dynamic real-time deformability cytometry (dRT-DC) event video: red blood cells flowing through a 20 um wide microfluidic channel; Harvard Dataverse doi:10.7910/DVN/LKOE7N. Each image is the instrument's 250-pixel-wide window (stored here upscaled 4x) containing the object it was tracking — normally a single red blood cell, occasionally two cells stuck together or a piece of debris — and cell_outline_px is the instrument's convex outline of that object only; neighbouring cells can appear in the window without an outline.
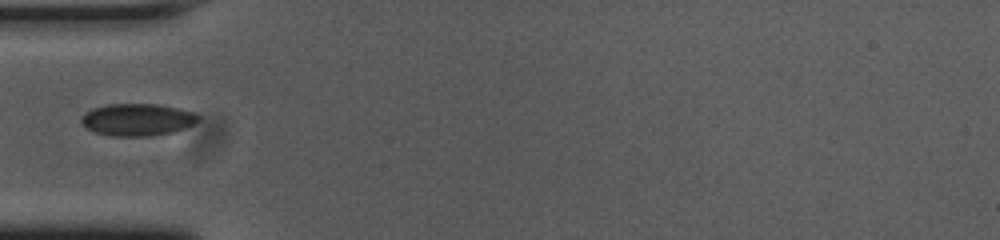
{"species": "common noctule bat (a hibernating species)", "species_latin": "Nyctalus noctula", "temperature_condition": "cold", "stored_images_in_passage": 38, "camera_frame_rate_fps": 3000, "um_per_image_px": 0.085, "animal": {"sex": "female", "body_mass_g": 23.0, "forearm_length_mm": 53.4}, "frame": {"image": 1, "passage_image": 1, "time_ms": 0.0, "image_size_px": [1000, 240], "cell_outline_px": [[200, 120], [184, 128], [172, 132], [148, 136], [112, 136], [96, 132], [88, 128], [80, 120], [92, 108], [108, 104], [156, 104], [180, 108], [192, 112], [200, 116]], "centroid_in_image_um": [11.72, 10.16], "position_along_channel_um": 73.3, "area_um2": 21.68}}
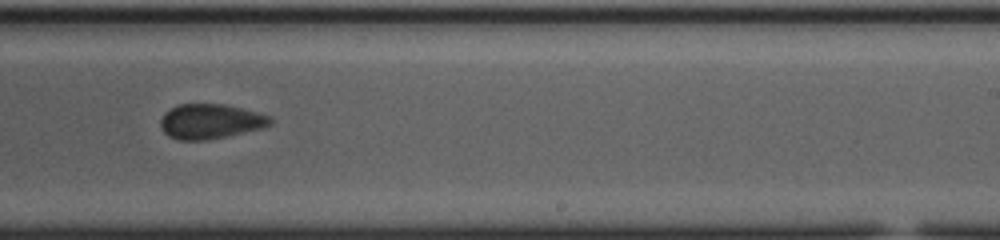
{"frame": {"image": 2, "passage_image": 17, "time_ms": 5.333, "image_size_px": [1000, 240], "cell_outline_px": [[272, 124], [264, 128], [204, 140], [180, 140], [168, 136], [160, 128], [160, 120], [164, 112], [180, 104], [224, 104], [272, 116]], "centroid_in_image_um": [17.88, 10.32], "position_along_channel_um": 271.1, "area_um2": 22.2}}
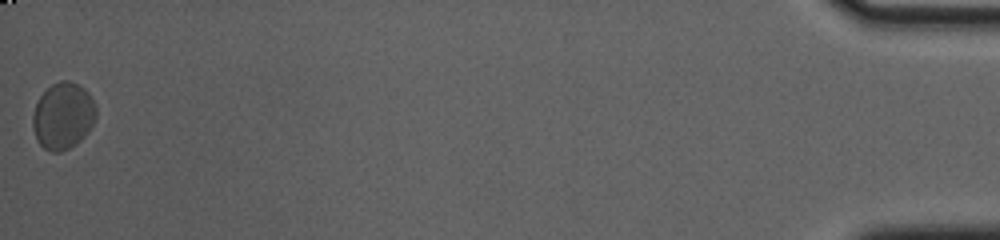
{"frame": {"image": 3, "passage_image": 38, "time_ms": 12.333, "image_size_px": [1000, 240], "cell_outline_px": [[96, 116], [88, 132], [76, 144], [60, 152], [52, 152], [44, 148], [36, 140], [32, 124], [32, 116], [36, 104], [40, 96], [52, 84], [60, 80], [68, 80], [84, 88], [88, 92], [96, 108]], "centroid_in_image_um": [5.34, 9.86], "position_along_channel_um": 429.9, "area_um2": 24.51}}